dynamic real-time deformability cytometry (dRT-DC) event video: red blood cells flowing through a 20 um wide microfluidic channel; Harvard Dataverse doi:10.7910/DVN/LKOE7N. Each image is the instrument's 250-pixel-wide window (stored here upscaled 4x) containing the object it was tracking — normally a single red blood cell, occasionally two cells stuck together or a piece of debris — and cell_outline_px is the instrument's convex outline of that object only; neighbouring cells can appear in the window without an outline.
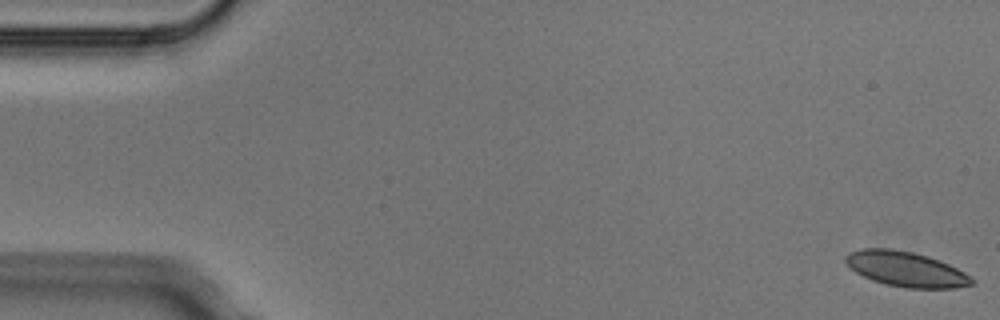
{"species": "Egyptian fruit bat (a non-hibernating species)", "species_latin": "Rousettus aegyptiacus", "temperature_condition": "cold", "stored_images_in_passage": 6, "camera_frame_rate_fps": 3000, "um_per_image_px": 0.085, "animal": {"sex": "male"}, "frame": {"image": 1, "passage_image": 1, "time_ms": 0.0, "image_size_px": [1000, 320], "cell_outline_px": [[976, 284], [956, 288], [904, 288], [884, 284], [872, 280], [856, 272], [844, 260], [844, 256], [848, 252], [864, 248], [892, 248], [912, 252], [928, 256], [948, 264], [964, 272], [976, 280]], "centroid_in_image_um": [77.02, 22.88], "position_along_channel_um": 8.0, "area_um2": 25.89}}
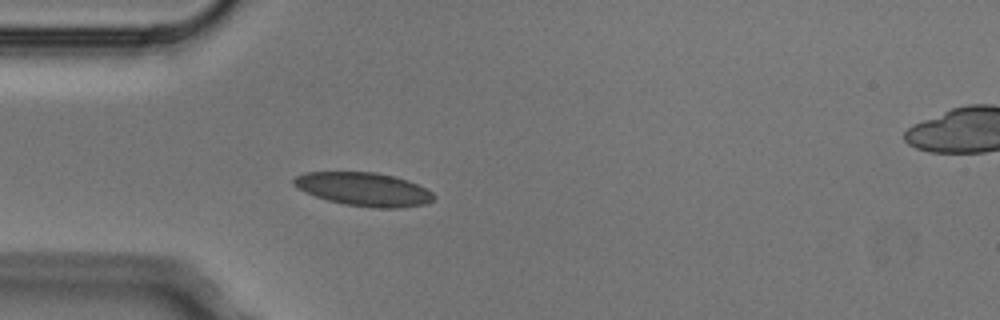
{"frame": {"image": 2, "passage_image": 5, "time_ms": 1.333, "image_size_px": [1000, 320], "cell_outline_px": [[436, 196], [428, 204], [400, 208], [376, 208], [344, 204], [328, 200], [304, 192], [292, 184], [292, 180], [296, 176], [304, 172], [376, 172], [396, 176], [408, 180], [432, 192]], "centroid_in_image_um": [30.93, 16.08], "position_along_channel_um": 54.1, "area_um2": 27.46}}